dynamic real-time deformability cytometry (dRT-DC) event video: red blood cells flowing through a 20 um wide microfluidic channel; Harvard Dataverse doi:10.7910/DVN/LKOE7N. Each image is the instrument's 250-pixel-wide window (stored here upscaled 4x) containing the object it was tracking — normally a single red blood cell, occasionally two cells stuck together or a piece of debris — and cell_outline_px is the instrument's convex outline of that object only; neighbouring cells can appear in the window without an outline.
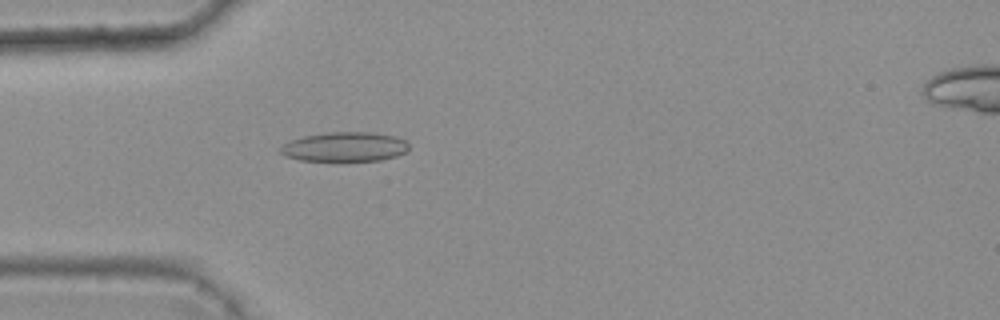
{"species": "common noctule bat (a hibernating species)", "species_latin": "Nyctalus noctula", "temperature_condition": "warm", "stored_images_in_passage": 4, "camera_frame_rate_fps": 3000, "um_per_image_px": 0.085, "animal": {"sex": "female", "body_mass_g": 25.1}, "frame": {"image": 1, "passage_image": 4, "time_ms": 1.0, "image_size_px": [1000, 320], "cell_outline_px": [[408, 148], [404, 152], [396, 156], [380, 160], [336, 164], [300, 160], [284, 156], [280, 152], [280, 148], [288, 140], [304, 136], [328, 132], [376, 132], [396, 136], [404, 140], [408, 144]], "centroid_in_image_um": [29.26, 12.52], "position_along_channel_um": 55.7, "area_um2": 23.12}}